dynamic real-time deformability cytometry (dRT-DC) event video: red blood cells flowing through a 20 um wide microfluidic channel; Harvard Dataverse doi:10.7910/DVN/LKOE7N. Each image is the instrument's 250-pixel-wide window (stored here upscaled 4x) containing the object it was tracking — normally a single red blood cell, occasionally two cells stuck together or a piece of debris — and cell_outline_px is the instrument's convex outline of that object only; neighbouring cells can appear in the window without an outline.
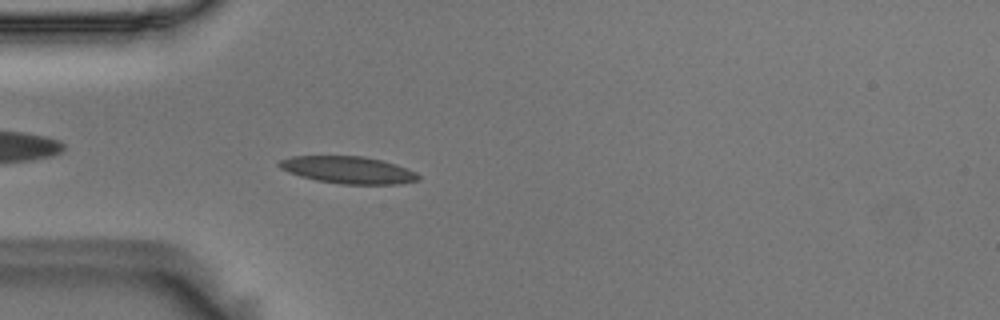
{"species": "Egyptian fruit bat (a non-hibernating species)", "species_latin": "Rousettus aegyptiacus", "temperature_condition": "room temperature", "stored_images_in_passage": 51, "camera_frame_rate_fps": 3000, "um_per_image_px": 0.085, "animal": {"sex": "male"}, "frame": {"image": 1, "passage_image": 12, "time_ms": 3.667, "image_size_px": [1000, 320], "cell_outline_px": [[420, 180], [400, 184], [340, 184], [316, 180], [300, 176], [288, 172], [280, 168], [276, 164], [280, 160], [292, 156], [364, 156], [396, 164], [408, 168], [416, 172], [420, 176]], "centroid_in_image_um": [29.61, 14.45], "position_along_channel_um": 55.4, "area_um2": 22.14}}
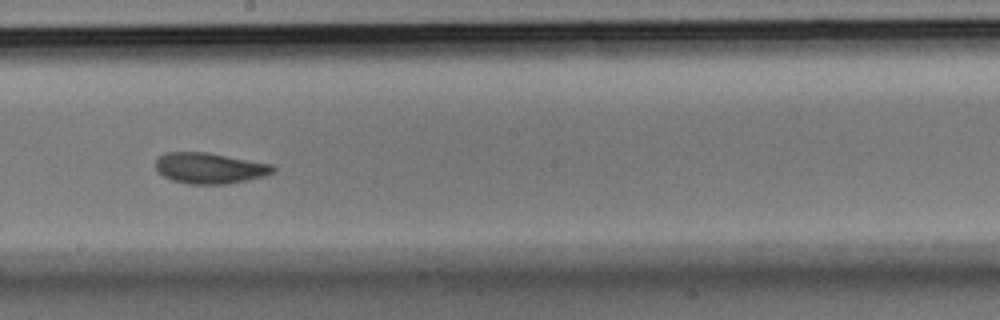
{"frame": {"image": 2, "passage_image": 27, "time_ms": 8.667, "image_size_px": [1000, 320], "cell_outline_px": [[276, 172], [264, 176], [248, 180], [228, 184], [188, 184], [172, 180], [156, 172], [156, 160], [164, 152], [208, 152], [272, 164], [276, 168]], "centroid_in_image_um": [17.84, 14.29], "position_along_channel_um": 230.4, "area_um2": 21.33}}
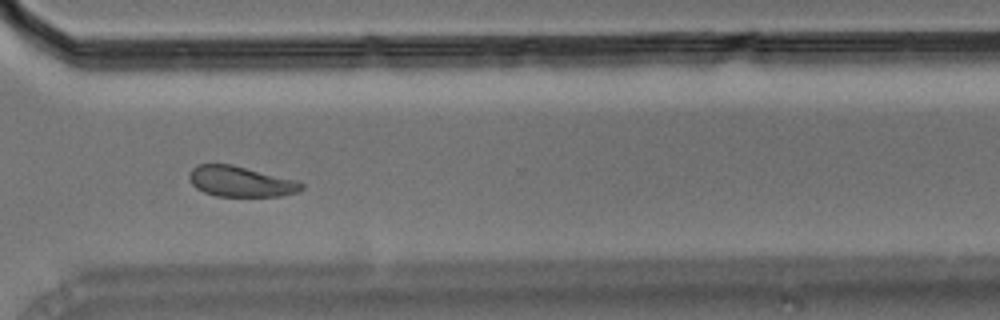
{"frame": {"image": 3, "passage_image": 37, "time_ms": 12.0, "image_size_px": [1000, 320], "cell_outline_px": [[304, 188], [296, 192], [280, 196], [216, 196], [204, 192], [196, 188], [192, 184], [188, 176], [188, 172], [196, 164], [232, 164], [296, 180], [304, 184]], "centroid_in_image_um": [20.42, 15.42], "position_along_channel_um": 350.2, "area_um2": 20.0}, "authors_computed_cell_mechanics": {"area_um2": 21.1548, "velocity_mm_per_s": 3.5908, "shape_relaxation_time_tau1_ms": 3.5181, "shape_relaxation_time_tau2_ms": 2.4002, "deformation_change_tau1": 0.1337, "deformation_change_tau2": 0.0855}}